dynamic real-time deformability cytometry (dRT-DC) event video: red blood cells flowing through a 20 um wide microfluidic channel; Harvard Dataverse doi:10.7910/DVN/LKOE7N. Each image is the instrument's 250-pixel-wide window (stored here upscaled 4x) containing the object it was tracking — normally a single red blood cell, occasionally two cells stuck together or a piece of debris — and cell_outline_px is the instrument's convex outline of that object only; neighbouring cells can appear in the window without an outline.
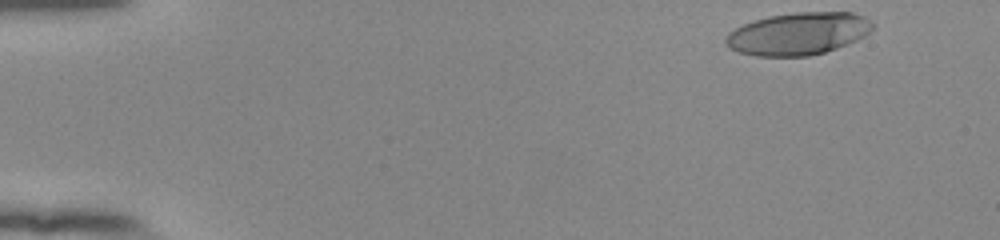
{"species": "human", "species_latin": "Homo sapiens", "temperature_condition": "room temperature", "stored_images_in_passage": 23, "camera_frame_rate_fps": 3000, "um_per_image_px": 0.085, "donor": {"sex": "female"}, "frame": {"image": 1, "passage_image": 1, "time_ms": 0.0, "image_size_px": [1000, 240], "cell_outline_px": [[876, 24], [864, 36], [856, 40], [836, 48], [824, 52], [808, 56], [756, 56], [740, 52], [728, 48], [724, 44], [724, 40], [728, 32], [744, 24], [768, 16], [796, 12], [852, 12], [864, 16]], "centroid_in_image_um": [67.84, 2.86], "position_along_channel_um": 17.2, "area_um2": 36.3}}
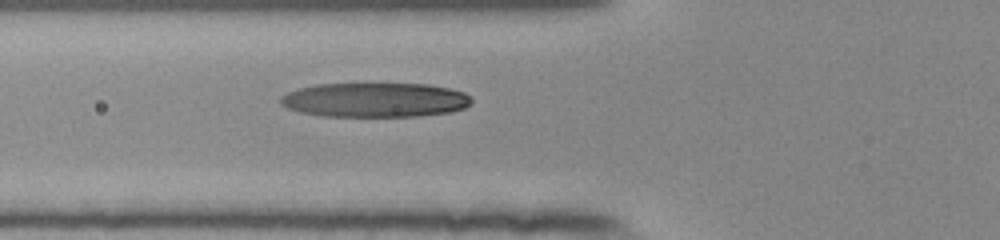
{"frame": {"image": 2, "passage_image": 17, "time_ms": 5.333, "image_size_px": [1000, 240], "cell_outline_px": [[472, 104], [464, 108], [448, 112], [420, 116], [324, 116], [300, 112], [288, 108], [280, 104], [280, 96], [288, 92], [300, 88], [316, 84], [364, 80], [428, 84], [448, 88], [464, 92], [472, 100]], "centroid_in_image_um": [31.85, 8.43], "position_along_channel_um": 94.0, "area_um2": 39.88}}
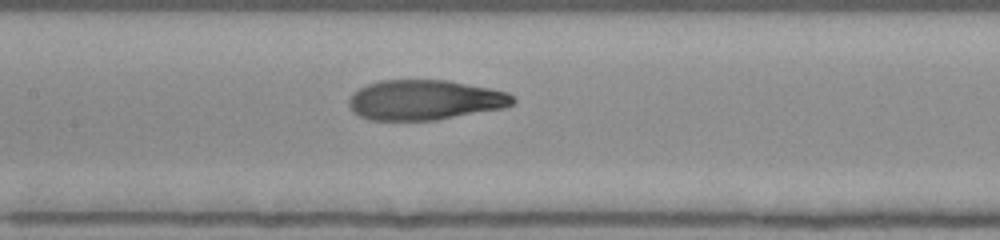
{"frame": {"image": 3, "passage_image": 23, "time_ms": 7.333, "image_size_px": [1000, 240], "cell_outline_px": [[516, 100], [512, 104], [504, 108], [436, 120], [368, 120], [352, 112], [348, 104], [348, 96], [352, 92], [368, 84], [380, 80], [448, 80], [492, 88], [508, 92]], "centroid_in_image_um": [36.09, 8.49], "position_along_channel_um": 171.3, "area_um2": 38.61}}